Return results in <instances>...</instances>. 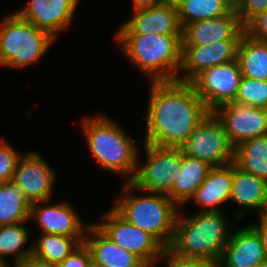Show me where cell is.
Returning a JSON list of instances; mask_svg holds the SVG:
<instances>
[{
	"label": "cell",
	"mask_w": 267,
	"mask_h": 267,
	"mask_svg": "<svg viewBox=\"0 0 267 267\" xmlns=\"http://www.w3.org/2000/svg\"><path fill=\"white\" fill-rule=\"evenodd\" d=\"M235 102L267 109V80L242 76Z\"/></svg>",
	"instance_id": "29"
},
{
	"label": "cell",
	"mask_w": 267,
	"mask_h": 267,
	"mask_svg": "<svg viewBox=\"0 0 267 267\" xmlns=\"http://www.w3.org/2000/svg\"><path fill=\"white\" fill-rule=\"evenodd\" d=\"M232 185L233 163L212 167L190 200L202 208L199 211L222 212L221 205L230 201Z\"/></svg>",
	"instance_id": "19"
},
{
	"label": "cell",
	"mask_w": 267,
	"mask_h": 267,
	"mask_svg": "<svg viewBox=\"0 0 267 267\" xmlns=\"http://www.w3.org/2000/svg\"><path fill=\"white\" fill-rule=\"evenodd\" d=\"M169 0H132V9L145 8L163 4Z\"/></svg>",
	"instance_id": "37"
},
{
	"label": "cell",
	"mask_w": 267,
	"mask_h": 267,
	"mask_svg": "<svg viewBox=\"0 0 267 267\" xmlns=\"http://www.w3.org/2000/svg\"><path fill=\"white\" fill-rule=\"evenodd\" d=\"M239 43L240 40H223L208 45L181 46L177 81L190 83L205 69L236 60Z\"/></svg>",
	"instance_id": "15"
},
{
	"label": "cell",
	"mask_w": 267,
	"mask_h": 267,
	"mask_svg": "<svg viewBox=\"0 0 267 267\" xmlns=\"http://www.w3.org/2000/svg\"><path fill=\"white\" fill-rule=\"evenodd\" d=\"M267 198V182L253 174L242 171L233 162V185L230 202L240 205L236 220H242L244 213L257 210L261 214Z\"/></svg>",
	"instance_id": "21"
},
{
	"label": "cell",
	"mask_w": 267,
	"mask_h": 267,
	"mask_svg": "<svg viewBox=\"0 0 267 267\" xmlns=\"http://www.w3.org/2000/svg\"><path fill=\"white\" fill-rule=\"evenodd\" d=\"M231 2H233L234 4L238 1V0H230Z\"/></svg>",
	"instance_id": "43"
},
{
	"label": "cell",
	"mask_w": 267,
	"mask_h": 267,
	"mask_svg": "<svg viewBox=\"0 0 267 267\" xmlns=\"http://www.w3.org/2000/svg\"><path fill=\"white\" fill-rule=\"evenodd\" d=\"M30 205L13 180L0 183V226L29 222Z\"/></svg>",
	"instance_id": "26"
},
{
	"label": "cell",
	"mask_w": 267,
	"mask_h": 267,
	"mask_svg": "<svg viewBox=\"0 0 267 267\" xmlns=\"http://www.w3.org/2000/svg\"><path fill=\"white\" fill-rule=\"evenodd\" d=\"M266 258L259 234L248 224L231 232L219 264L220 267H258Z\"/></svg>",
	"instance_id": "18"
},
{
	"label": "cell",
	"mask_w": 267,
	"mask_h": 267,
	"mask_svg": "<svg viewBox=\"0 0 267 267\" xmlns=\"http://www.w3.org/2000/svg\"><path fill=\"white\" fill-rule=\"evenodd\" d=\"M182 29L198 21L230 14L235 4L230 0H174Z\"/></svg>",
	"instance_id": "23"
},
{
	"label": "cell",
	"mask_w": 267,
	"mask_h": 267,
	"mask_svg": "<svg viewBox=\"0 0 267 267\" xmlns=\"http://www.w3.org/2000/svg\"><path fill=\"white\" fill-rule=\"evenodd\" d=\"M241 78L236 59L205 69L190 83L206 107L213 112L217 107L235 101Z\"/></svg>",
	"instance_id": "10"
},
{
	"label": "cell",
	"mask_w": 267,
	"mask_h": 267,
	"mask_svg": "<svg viewBox=\"0 0 267 267\" xmlns=\"http://www.w3.org/2000/svg\"><path fill=\"white\" fill-rule=\"evenodd\" d=\"M15 149L6 140L0 139V183L13 179L18 161L22 156Z\"/></svg>",
	"instance_id": "30"
},
{
	"label": "cell",
	"mask_w": 267,
	"mask_h": 267,
	"mask_svg": "<svg viewBox=\"0 0 267 267\" xmlns=\"http://www.w3.org/2000/svg\"><path fill=\"white\" fill-rule=\"evenodd\" d=\"M234 164L267 182V134L238 144L235 147Z\"/></svg>",
	"instance_id": "24"
},
{
	"label": "cell",
	"mask_w": 267,
	"mask_h": 267,
	"mask_svg": "<svg viewBox=\"0 0 267 267\" xmlns=\"http://www.w3.org/2000/svg\"><path fill=\"white\" fill-rule=\"evenodd\" d=\"M145 163L139 162L131 183L140 191L167 195L179 174L182 162L180 147H160L144 143ZM140 163V164H139Z\"/></svg>",
	"instance_id": "7"
},
{
	"label": "cell",
	"mask_w": 267,
	"mask_h": 267,
	"mask_svg": "<svg viewBox=\"0 0 267 267\" xmlns=\"http://www.w3.org/2000/svg\"><path fill=\"white\" fill-rule=\"evenodd\" d=\"M84 243L91 259L107 267H148L138 256L115 244L94 223L87 228Z\"/></svg>",
	"instance_id": "20"
},
{
	"label": "cell",
	"mask_w": 267,
	"mask_h": 267,
	"mask_svg": "<svg viewBox=\"0 0 267 267\" xmlns=\"http://www.w3.org/2000/svg\"><path fill=\"white\" fill-rule=\"evenodd\" d=\"M242 76L267 80V42L257 41L243 34L237 52Z\"/></svg>",
	"instance_id": "25"
},
{
	"label": "cell",
	"mask_w": 267,
	"mask_h": 267,
	"mask_svg": "<svg viewBox=\"0 0 267 267\" xmlns=\"http://www.w3.org/2000/svg\"><path fill=\"white\" fill-rule=\"evenodd\" d=\"M259 220L267 223V198H266L263 210H262L261 214L259 215Z\"/></svg>",
	"instance_id": "39"
},
{
	"label": "cell",
	"mask_w": 267,
	"mask_h": 267,
	"mask_svg": "<svg viewBox=\"0 0 267 267\" xmlns=\"http://www.w3.org/2000/svg\"><path fill=\"white\" fill-rule=\"evenodd\" d=\"M181 210L167 251L184 260L219 261L231 234L226 213L197 211L186 217Z\"/></svg>",
	"instance_id": "2"
},
{
	"label": "cell",
	"mask_w": 267,
	"mask_h": 267,
	"mask_svg": "<svg viewBox=\"0 0 267 267\" xmlns=\"http://www.w3.org/2000/svg\"><path fill=\"white\" fill-rule=\"evenodd\" d=\"M56 172L37 152L25 153L18 161L13 181L30 202L51 200Z\"/></svg>",
	"instance_id": "14"
},
{
	"label": "cell",
	"mask_w": 267,
	"mask_h": 267,
	"mask_svg": "<svg viewBox=\"0 0 267 267\" xmlns=\"http://www.w3.org/2000/svg\"><path fill=\"white\" fill-rule=\"evenodd\" d=\"M25 224L0 226V263H7L5 257L11 254L15 256L13 264L19 266L32 256V245L24 248L31 238V231Z\"/></svg>",
	"instance_id": "27"
},
{
	"label": "cell",
	"mask_w": 267,
	"mask_h": 267,
	"mask_svg": "<svg viewBox=\"0 0 267 267\" xmlns=\"http://www.w3.org/2000/svg\"><path fill=\"white\" fill-rule=\"evenodd\" d=\"M213 113L223 124L234 147L267 134V109L232 101L217 107Z\"/></svg>",
	"instance_id": "11"
},
{
	"label": "cell",
	"mask_w": 267,
	"mask_h": 267,
	"mask_svg": "<svg viewBox=\"0 0 267 267\" xmlns=\"http://www.w3.org/2000/svg\"><path fill=\"white\" fill-rule=\"evenodd\" d=\"M0 25V66L17 69L37 63L55 41L16 12L4 17Z\"/></svg>",
	"instance_id": "6"
},
{
	"label": "cell",
	"mask_w": 267,
	"mask_h": 267,
	"mask_svg": "<svg viewBox=\"0 0 267 267\" xmlns=\"http://www.w3.org/2000/svg\"><path fill=\"white\" fill-rule=\"evenodd\" d=\"M245 34L257 41L267 42V9L244 26Z\"/></svg>",
	"instance_id": "32"
},
{
	"label": "cell",
	"mask_w": 267,
	"mask_h": 267,
	"mask_svg": "<svg viewBox=\"0 0 267 267\" xmlns=\"http://www.w3.org/2000/svg\"><path fill=\"white\" fill-rule=\"evenodd\" d=\"M0 267H19V266H17V265H14V264H12V265H10V266H9V264H8V263H5V264H3V263H0Z\"/></svg>",
	"instance_id": "41"
},
{
	"label": "cell",
	"mask_w": 267,
	"mask_h": 267,
	"mask_svg": "<svg viewBox=\"0 0 267 267\" xmlns=\"http://www.w3.org/2000/svg\"><path fill=\"white\" fill-rule=\"evenodd\" d=\"M193 267H220L219 261H197L193 260Z\"/></svg>",
	"instance_id": "38"
},
{
	"label": "cell",
	"mask_w": 267,
	"mask_h": 267,
	"mask_svg": "<svg viewBox=\"0 0 267 267\" xmlns=\"http://www.w3.org/2000/svg\"><path fill=\"white\" fill-rule=\"evenodd\" d=\"M91 156L103 169L124 175L131 182L138 166V141L125 133L114 119L103 114L89 116L82 120ZM127 175V176H126Z\"/></svg>",
	"instance_id": "3"
},
{
	"label": "cell",
	"mask_w": 267,
	"mask_h": 267,
	"mask_svg": "<svg viewBox=\"0 0 267 267\" xmlns=\"http://www.w3.org/2000/svg\"><path fill=\"white\" fill-rule=\"evenodd\" d=\"M124 186V193L115 199L112 208L128 223L153 236L167 250L173 240L180 207L165 194L145 192L146 195L136 196L132 191L139 189L131 182Z\"/></svg>",
	"instance_id": "4"
},
{
	"label": "cell",
	"mask_w": 267,
	"mask_h": 267,
	"mask_svg": "<svg viewBox=\"0 0 267 267\" xmlns=\"http://www.w3.org/2000/svg\"><path fill=\"white\" fill-rule=\"evenodd\" d=\"M89 267H107L106 265H103V264H100V263H97L96 261L94 260H90V264H89Z\"/></svg>",
	"instance_id": "40"
},
{
	"label": "cell",
	"mask_w": 267,
	"mask_h": 267,
	"mask_svg": "<svg viewBox=\"0 0 267 267\" xmlns=\"http://www.w3.org/2000/svg\"><path fill=\"white\" fill-rule=\"evenodd\" d=\"M101 222L94 223L109 239L138 256L148 267H155L166 249L149 233L131 225L113 208L103 213Z\"/></svg>",
	"instance_id": "9"
},
{
	"label": "cell",
	"mask_w": 267,
	"mask_h": 267,
	"mask_svg": "<svg viewBox=\"0 0 267 267\" xmlns=\"http://www.w3.org/2000/svg\"><path fill=\"white\" fill-rule=\"evenodd\" d=\"M180 149L183 154L206 161L213 167L228 165L235 159V147L213 112L196 126Z\"/></svg>",
	"instance_id": "8"
},
{
	"label": "cell",
	"mask_w": 267,
	"mask_h": 267,
	"mask_svg": "<svg viewBox=\"0 0 267 267\" xmlns=\"http://www.w3.org/2000/svg\"><path fill=\"white\" fill-rule=\"evenodd\" d=\"M79 0H29L15 11L21 18L49 33L54 39L67 29Z\"/></svg>",
	"instance_id": "16"
},
{
	"label": "cell",
	"mask_w": 267,
	"mask_h": 267,
	"mask_svg": "<svg viewBox=\"0 0 267 267\" xmlns=\"http://www.w3.org/2000/svg\"><path fill=\"white\" fill-rule=\"evenodd\" d=\"M40 234L32 245V256L46 262L59 264L82 244L74 237Z\"/></svg>",
	"instance_id": "28"
},
{
	"label": "cell",
	"mask_w": 267,
	"mask_h": 267,
	"mask_svg": "<svg viewBox=\"0 0 267 267\" xmlns=\"http://www.w3.org/2000/svg\"><path fill=\"white\" fill-rule=\"evenodd\" d=\"M48 202L50 203L51 200L31 203L29 220L37 221L40 232L44 234L74 237L84 243L90 223L83 224L71 204L67 202L49 204Z\"/></svg>",
	"instance_id": "13"
},
{
	"label": "cell",
	"mask_w": 267,
	"mask_h": 267,
	"mask_svg": "<svg viewBox=\"0 0 267 267\" xmlns=\"http://www.w3.org/2000/svg\"><path fill=\"white\" fill-rule=\"evenodd\" d=\"M258 267H267V258Z\"/></svg>",
	"instance_id": "42"
},
{
	"label": "cell",
	"mask_w": 267,
	"mask_h": 267,
	"mask_svg": "<svg viewBox=\"0 0 267 267\" xmlns=\"http://www.w3.org/2000/svg\"><path fill=\"white\" fill-rule=\"evenodd\" d=\"M149 93L143 143L181 147L211 112L189 82H150Z\"/></svg>",
	"instance_id": "1"
},
{
	"label": "cell",
	"mask_w": 267,
	"mask_h": 267,
	"mask_svg": "<svg viewBox=\"0 0 267 267\" xmlns=\"http://www.w3.org/2000/svg\"><path fill=\"white\" fill-rule=\"evenodd\" d=\"M245 33L235 9L227 15L190 23L182 29L181 46L208 45L223 40H241Z\"/></svg>",
	"instance_id": "17"
},
{
	"label": "cell",
	"mask_w": 267,
	"mask_h": 267,
	"mask_svg": "<svg viewBox=\"0 0 267 267\" xmlns=\"http://www.w3.org/2000/svg\"><path fill=\"white\" fill-rule=\"evenodd\" d=\"M19 267H59V266L58 264L46 262L34 256H30L25 262L20 264Z\"/></svg>",
	"instance_id": "36"
},
{
	"label": "cell",
	"mask_w": 267,
	"mask_h": 267,
	"mask_svg": "<svg viewBox=\"0 0 267 267\" xmlns=\"http://www.w3.org/2000/svg\"><path fill=\"white\" fill-rule=\"evenodd\" d=\"M259 223V224H258ZM258 223L256 222H251L250 225L257 231V233L259 234L261 241H262V245L265 249L266 255H267V223L263 222V221H258Z\"/></svg>",
	"instance_id": "35"
},
{
	"label": "cell",
	"mask_w": 267,
	"mask_h": 267,
	"mask_svg": "<svg viewBox=\"0 0 267 267\" xmlns=\"http://www.w3.org/2000/svg\"><path fill=\"white\" fill-rule=\"evenodd\" d=\"M213 166L208 162L183 154L179 174L167 196L180 208L194 195ZM182 206V207H181Z\"/></svg>",
	"instance_id": "22"
},
{
	"label": "cell",
	"mask_w": 267,
	"mask_h": 267,
	"mask_svg": "<svg viewBox=\"0 0 267 267\" xmlns=\"http://www.w3.org/2000/svg\"><path fill=\"white\" fill-rule=\"evenodd\" d=\"M267 9V0H238L235 11L239 20L245 26L252 18Z\"/></svg>",
	"instance_id": "31"
},
{
	"label": "cell",
	"mask_w": 267,
	"mask_h": 267,
	"mask_svg": "<svg viewBox=\"0 0 267 267\" xmlns=\"http://www.w3.org/2000/svg\"><path fill=\"white\" fill-rule=\"evenodd\" d=\"M91 255L85 243H82L74 252H72L59 267H89Z\"/></svg>",
	"instance_id": "33"
},
{
	"label": "cell",
	"mask_w": 267,
	"mask_h": 267,
	"mask_svg": "<svg viewBox=\"0 0 267 267\" xmlns=\"http://www.w3.org/2000/svg\"><path fill=\"white\" fill-rule=\"evenodd\" d=\"M114 36L125 57L151 79L149 82L177 80L182 36L159 33Z\"/></svg>",
	"instance_id": "5"
},
{
	"label": "cell",
	"mask_w": 267,
	"mask_h": 267,
	"mask_svg": "<svg viewBox=\"0 0 267 267\" xmlns=\"http://www.w3.org/2000/svg\"><path fill=\"white\" fill-rule=\"evenodd\" d=\"M167 259L166 267H193V260L179 259L169 253L167 250L163 253L159 260Z\"/></svg>",
	"instance_id": "34"
},
{
	"label": "cell",
	"mask_w": 267,
	"mask_h": 267,
	"mask_svg": "<svg viewBox=\"0 0 267 267\" xmlns=\"http://www.w3.org/2000/svg\"><path fill=\"white\" fill-rule=\"evenodd\" d=\"M130 19L119 27L115 35H152L182 36L178 10L174 0L145 8L133 9Z\"/></svg>",
	"instance_id": "12"
}]
</instances>
